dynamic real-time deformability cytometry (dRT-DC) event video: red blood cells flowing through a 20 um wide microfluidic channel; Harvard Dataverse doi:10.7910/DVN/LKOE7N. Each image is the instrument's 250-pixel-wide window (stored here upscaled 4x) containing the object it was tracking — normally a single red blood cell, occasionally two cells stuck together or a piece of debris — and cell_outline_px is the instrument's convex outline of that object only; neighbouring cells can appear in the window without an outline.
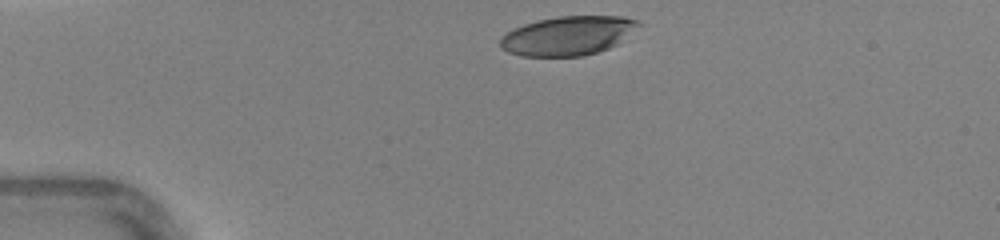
{"species": "human", "species_latin": "Homo sapiens", "temperature_condition": "warm", "stored_images_in_passage": 29, "camera_frame_rate_fps": 3000, "um_per_image_px": 0.085, "donor": {"sex": "female"}, "frame": {"image": 1, "passage_image": 1, "time_ms": 0.0, "image_size_px": [1000, 240], "cell_outline_px": [[640, 24], [616, 44], [608, 48], [596, 52], [580, 56], [524, 56], [508, 52], [500, 48], [500, 36], [512, 28], [536, 20], [556, 16], [624, 16], [636, 20]], "centroid_in_image_um": [48.19, 3.02], "position_along_channel_um": 36.8, "area_um2": 31.33}}
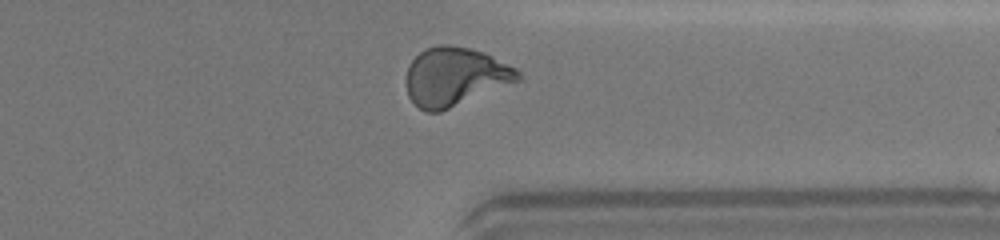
{"frame": {"image": 2, "passage_image": 27, "time_ms": 8.667, "image_size_px": [1000, 240], "cell_outline_px": [[524, 76], [520, 80], [440, 112], [424, 112], [408, 96], [408, 64], [420, 52], [436, 44], [448, 44], [468, 48], [492, 56], [516, 68]], "centroid_in_image_um": [38.69, 6.51], "position_along_channel_um": 372.7, "area_um2": 37.74}, "authors_computed_cell_mechanics": {"area_um2": 36.3562, "velocity_mm_per_s": 4.4114, "shape_relaxation_time_tau1_ms": 4.9684, "shape_relaxation_time_tau2_ms": 0.8871, "deformation_change_tau1": 0.2269, "deformation_change_tau2": 0.0762}}